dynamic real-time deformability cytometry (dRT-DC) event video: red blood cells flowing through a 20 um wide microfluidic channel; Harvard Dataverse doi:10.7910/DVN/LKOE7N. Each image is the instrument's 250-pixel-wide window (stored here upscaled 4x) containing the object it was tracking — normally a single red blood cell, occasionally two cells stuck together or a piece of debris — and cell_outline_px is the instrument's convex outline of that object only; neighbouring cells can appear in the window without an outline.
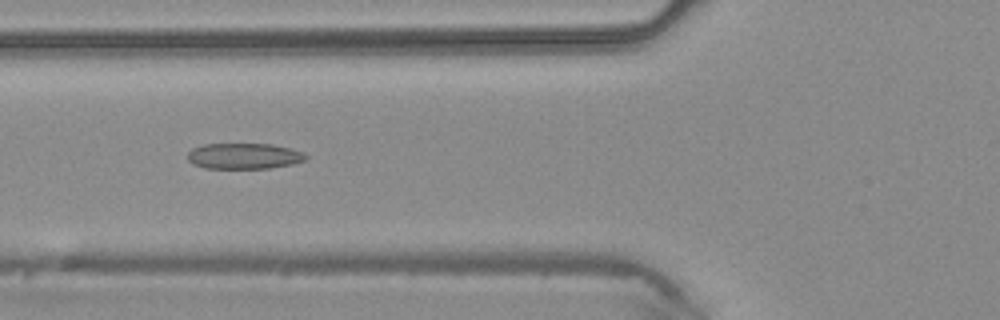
{"species": "common noctule bat (a hibernating species)", "species_latin": "Nyctalus noctula", "temperature_condition": "warm", "stored_images_in_passage": 36, "camera_frame_rate_fps": 3000, "um_per_image_px": 0.085, "animal": {"sex": "male", "body_mass_g": 20.4}, "frame": {"image": 1, "passage_image": 8, "time_ms": 2.333, "image_size_px": [1000, 320], "cell_outline_px": [[308, 156], [304, 160], [292, 164], [268, 168], [204, 168], [192, 164], [188, 160], [188, 152], [192, 148], [204, 144], [272, 144], [292, 148], [304, 152]], "centroid_in_image_um": [20.74, 13.26], "position_along_channel_um": 105.1, "area_um2": 17.86}}
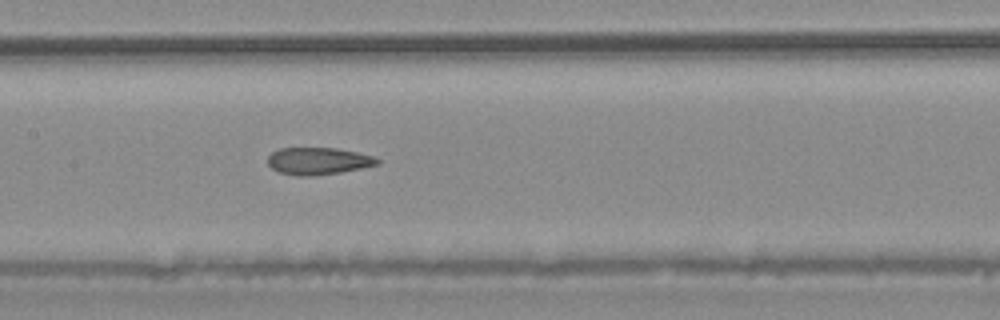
{"frame": {"image": 2, "passage_image": 13, "time_ms": 4.0, "image_size_px": [1000, 320], "cell_outline_px": [[380, 164], [340, 172], [316, 176], [296, 176], [280, 172], [272, 168], [268, 164], [268, 156], [272, 152], [280, 148], [336, 148], [356, 152], [372, 156], [380, 160]], "centroid_in_image_um": [27.03, 13.69], "position_along_channel_um": 180.4, "area_um2": 17.28}}
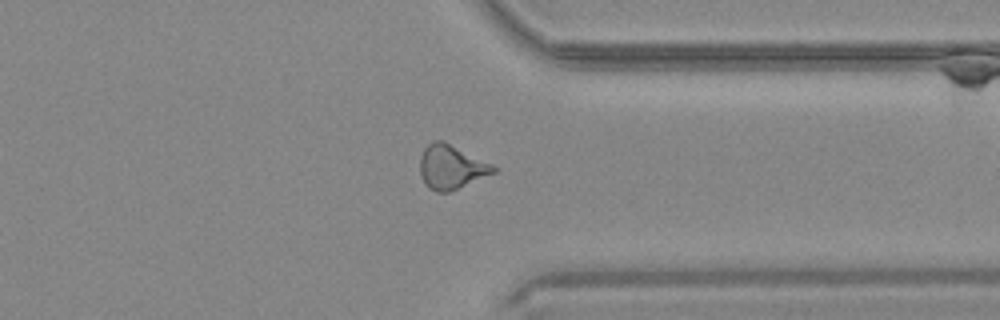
{"frame": {"image": 3, "passage_image": 26, "time_ms": 8.333, "image_size_px": [1000, 320], "cell_outline_px": [[500, 168], [496, 172], [448, 192], [436, 192], [428, 188], [424, 184], [420, 172], [420, 156], [424, 148], [432, 140], [444, 140]], "centroid_in_image_um": [38.35, 14.18], "position_along_channel_um": 373.1, "area_um2": 19.02}}